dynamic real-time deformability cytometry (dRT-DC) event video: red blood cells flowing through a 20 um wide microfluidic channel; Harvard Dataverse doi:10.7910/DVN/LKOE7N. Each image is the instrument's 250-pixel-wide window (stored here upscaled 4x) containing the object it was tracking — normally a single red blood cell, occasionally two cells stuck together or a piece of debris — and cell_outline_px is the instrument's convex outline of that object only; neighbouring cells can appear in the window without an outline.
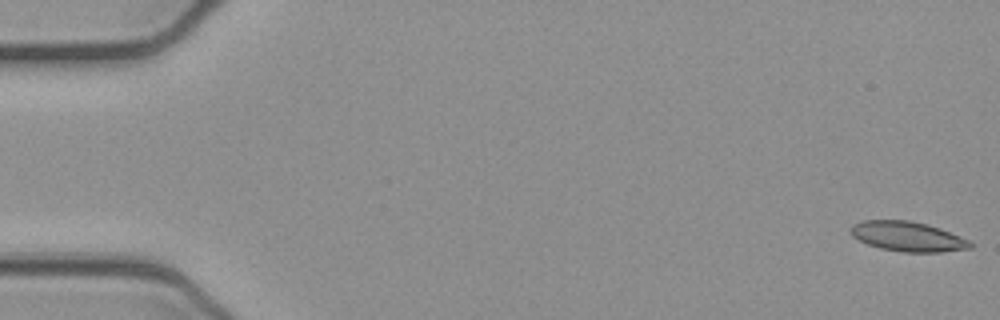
{"species": "common noctule bat (a hibernating species)", "species_latin": "Nyctalus noctula", "temperature_condition": "cold", "stored_images_in_passage": 52, "camera_frame_rate_fps": 3000, "um_per_image_px": 0.085, "animal": {"sex": "female", "body_mass_g": 21.9}, "frame": {"image": 1, "passage_image": 1, "time_ms": 0.0, "image_size_px": [1000, 320], "cell_outline_px": [[976, 244], [972, 248], [940, 252], [904, 252], [880, 248], [868, 244], [852, 236], [852, 224], [864, 220], [908, 220], [940, 228], [972, 240]], "centroid_in_image_um": [77.23, 20.11], "position_along_channel_um": 7.8, "area_um2": 20.81}}
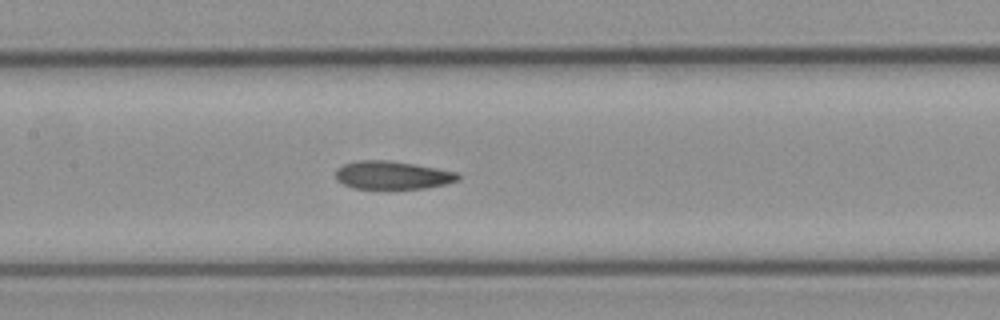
{"frame": {"image": 2, "passage_image": 25, "time_ms": 8.0, "image_size_px": [1000, 320], "cell_outline_px": [[460, 180], [448, 184], [424, 188], [352, 188], [336, 180], [336, 168], [344, 164], [356, 160], [388, 160], [436, 168], [456, 172], [460, 176]], "centroid_in_image_um": [33.35, 14.88], "position_along_channel_um": 174.1, "area_um2": 20.0}}
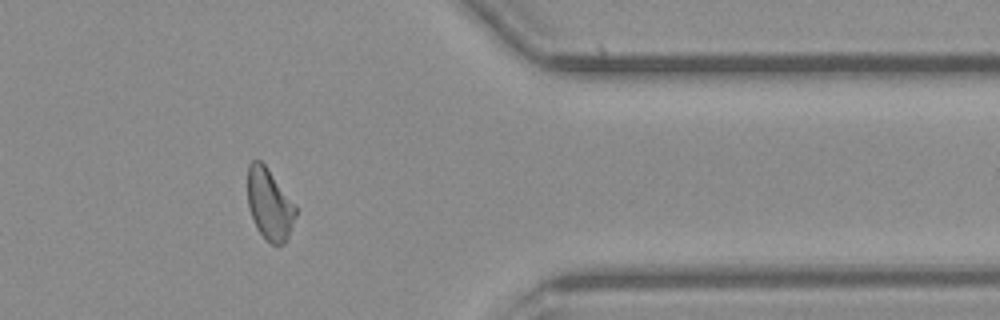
{"frame": {"image": 3, "passage_image": 43, "time_ms": 14.0, "image_size_px": [1000, 320], "cell_outline_px": [[296, 216], [288, 236], [284, 244], [272, 244], [256, 228], [248, 204], [248, 164], [252, 160], [260, 160], [264, 164], [296, 204]], "centroid_in_image_um": [22.92, 17.34], "position_along_channel_um": 388.5, "area_um2": 19.77}, "authors_computed_cell_mechanics": {"area_um2": 20.7502, "velocity_mm_per_s": 3.8993, "shape_relaxation_time_tau1_ms": null, "shape_relaxation_time_tau2_ms": 3.0785, "deformation_change_tau1": null, "deformation_change_tau2": 0.0929}}